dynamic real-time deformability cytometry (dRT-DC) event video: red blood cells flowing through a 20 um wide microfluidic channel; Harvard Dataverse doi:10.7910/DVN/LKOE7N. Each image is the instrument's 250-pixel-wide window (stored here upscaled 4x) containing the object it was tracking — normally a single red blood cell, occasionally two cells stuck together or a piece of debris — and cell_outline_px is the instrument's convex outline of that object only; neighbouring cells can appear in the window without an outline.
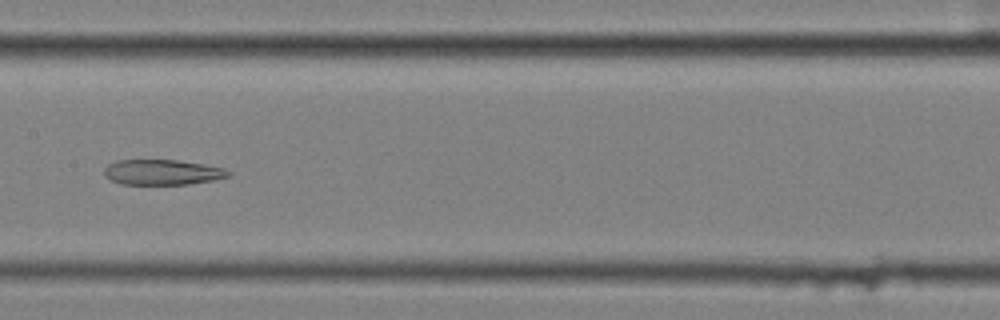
{"species": "common noctule bat (a hibernating species)", "species_latin": "Nyctalus noctula", "temperature_condition": "cold", "stored_images_in_passage": 14, "camera_frame_rate_fps": 3000, "um_per_image_px": 0.085, "animal": {"sex": "female", "body_mass_g": 25.1}, "frame": {"image": 1, "passage_image": 7, "time_ms": 2.0, "image_size_px": [1000, 320], "cell_outline_px": [[232, 176], [212, 180], [188, 184], [120, 184], [104, 176], [104, 168], [108, 164], [116, 160], [176, 160], [204, 164], [224, 168], [232, 172]], "centroid_in_image_um": [13.81, 14.63], "position_along_channel_um": 193.6, "area_um2": 18.38}}
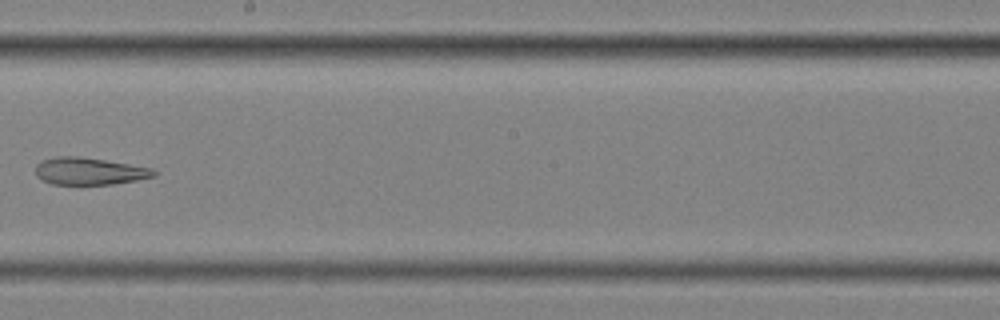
{"frame": {"image": 2, "passage_image": 8, "time_ms": 2.333, "image_size_px": [1000, 320], "cell_outline_px": [[156, 176], [136, 180], [112, 184], [52, 184], [36, 176], [36, 164], [40, 160], [56, 156], [80, 156], [152, 168], [156, 172]], "centroid_in_image_um": [7.56, 14.54], "position_along_channel_um": 240.6, "area_um2": 18.67}}
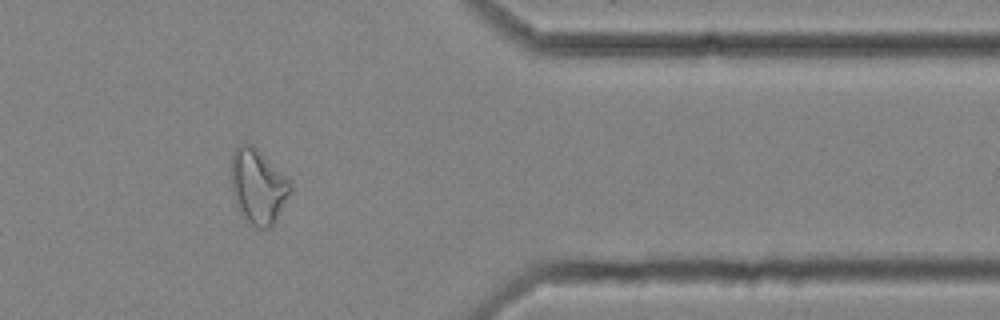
{"frame": {"image": 3, "passage_image": 12, "time_ms": 3.667, "image_size_px": [1000, 320], "cell_outline_px": [[292, 192], [272, 228], [256, 228], [244, 216], [236, 204], [232, 188], [232, 152], [240, 144], [252, 144], [288, 176], [292, 180]], "centroid_in_image_um": [22.0, 15.84], "position_along_channel_um": 389.4, "area_um2": 25.95}}